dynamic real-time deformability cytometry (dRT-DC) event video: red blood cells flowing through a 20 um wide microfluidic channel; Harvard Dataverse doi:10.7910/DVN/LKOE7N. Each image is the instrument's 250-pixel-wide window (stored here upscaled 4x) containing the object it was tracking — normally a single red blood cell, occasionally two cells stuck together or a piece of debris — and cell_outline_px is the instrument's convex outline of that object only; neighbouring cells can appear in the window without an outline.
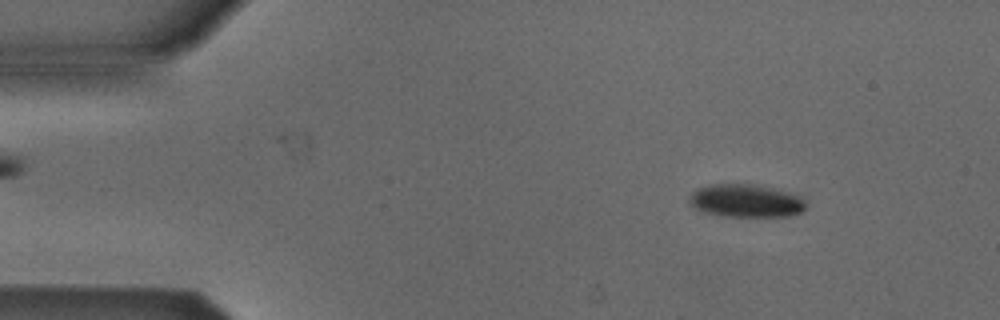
{"species": "Egyptian fruit bat (a non-hibernating species)", "species_latin": "Rousettus aegyptiacus", "temperature_condition": "cold", "stored_images_in_passage": 4, "camera_frame_rate_fps": 3000, "um_per_image_px": 0.085, "animal": {"sex": "male"}, "frame": {"image": 1, "passage_image": 1, "time_ms": 0.0, "image_size_px": [1000, 320], "cell_outline_px": [[804, 208], [800, 212], [788, 216], [720, 216], [696, 208], [688, 200], [692, 192], [696, 188], [712, 184], [748, 184], [772, 188], [796, 196], [804, 204]], "centroid_in_image_um": [63.31, 17.07], "position_along_channel_um": 21.7, "area_um2": 21.68}}